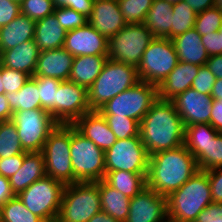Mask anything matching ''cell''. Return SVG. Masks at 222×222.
<instances>
[{
  "mask_svg": "<svg viewBox=\"0 0 222 222\" xmlns=\"http://www.w3.org/2000/svg\"><path fill=\"white\" fill-rule=\"evenodd\" d=\"M139 136L149 156L180 147L185 125L170 100L157 99L140 122Z\"/></svg>",
  "mask_w": 222,
  "mask_h": 222,
  "instance_id": "6da1fadb",
  "label": "cell"
},
{
  "mask_svg": "<svg viewBox=\"0 0 222 222\" xmlns=\"http://www.w3.org/2000/svg\"><path fill=\"white\" fill-rule=\"evenodd\" d=\"M198 171L195 157L183 144L149 157L146 186L167 197L182 187Z\"/></svg>",
  "mask_w": 222,
  "mask_h": 222,
  "instance_id": "7a4b0ae2",
  "label": "cell"
},
{
  "mask_svg": "<svg viewBox=\"0 0 222 222\" xmlns=\"http://www.w3.org/2000/svg\"><path fill=\"white\" fill-rule=\"evenodd\" d=\"M208 174L199 170L182 187L167 196L169 222H195L198 214L211 204Z\"/></svg>",
  "mask_w": 222,
  "mask_h": 222,
  "instance_id": "3957f363",
  "label": "cell"
},
{
  "mask_svg": "<svg viewBox=\"0 0 222 222\" xmlns=\"http://www.w3.org/2000/svg\"><path fill=\"white\" fill-rule=\"evenodd\" d=\"M137 67L108 59L100 75L88 89L91 110H98L106 102L139 82Z\"/></svg>",
  "mask_w": 222,
  "mask_h": 222,
  "instance_id": "277c9868",
  "label": "cell"
},
{
  "mask_svg": "<svg viewBox=\"0 0 222 222\" xmlns=\"http://www.w3.org/2000/svg\"><path fill=\"white\" fill-rule=\"evenodd\" d=\"M98 182H76L64 186L56 222H88L101 212Z\"/></svg>",
  "mask_w": 222,
  "mask_h": 222,
  "instance_id": "5b68a950",
  "label": "cell"
},
{
  "mask_svg": "<svg viewBox=\"0 0 222 222\" xmlns=\"http://www.w3.org/2000/svg\"><path fill=\"white\" fill-rule=\"evenodd\" d=\"M70 154L73 183L98 182L104 179L106 174L105 152L80 134L72 124Z\"/></svg>",
  "mask_w": 222,
  "mask_h": 222,
  "instance_id": "8992f818",
  "label": "cell"
},
{
  "mask_svg": "<svg viewBox=\"0 0 222 222\" xmlns=\"http://www.w3.org/2000/svg\"><path fill=\"white\" fill-rule=\"evenodd\" d=\"M70 144L71 124H58L49 134L41 151L46 176H50L64 185L73 184Z\"/></svg>",
  "mask_w": 222,
  "mask_h": 222,
  "instance_id": "52a82bcc",
  "label": "cell"
},
{
  "mask_svg": "<svg viewBox=\"0 0 222 222\" xmlns=\"http://www.w3.org/2000/svg\"><path fill=\"white\" fill-rule=\"evenodd\" d=\"M64 184L50 176H45L17 196L27 209L45 222H56L61 207Z\"/></svg>",
  "mask_w": 222,
  "mask_h": 222,
  "instance_id": "ba28073f",
  "label": "cell"
},
{
  "mask_svg": "<svg viewBox=\"0 0 222 222\" xmlns=\"http://www.w3.org/2000/svg\"><path fill=\"white\" fill-rule=\"evenodd\" d=\"M158 99L157 86L139 81L101 106L102 115L130 117L139 123Z\"/></svg>",
  "mask_w": 222,
  "mask_h": 222,
  "instance_id": "9c48e42d",
  "label": "cell"
},
{
  "mask_svg": "<svg viewBox=\"0 0 222 222\" xmlns=\"http://www.w3.org/2000/svg\"><path fill=\"white\" fill-rule=\"evenodd\" d=\"M178 62L172 40L155 37L144 51L137 67L139 80L158 87Z\"/></svg>",
  "mask_w": 222,
  "mask_h": 222,
  "instance_id": "30bf717a",
  "label": "cell"
},
{
  "mask_svg": "<svg viewBox=\"0 0 222 222\" xmlns=\"http://www.w3.org/2000/svg\"><path fill=\"white\" fill-rule=\"evenodd\" d=\"M21 146L25 152H41L51 131L58 125L52 115L44 109L13 112Z\"/></svg>",
  "mask_w": 222,
  "mask_h": 222,
  "instance_id": "8fae6325",
  "label": "cell"
},
{
  "mask_svg": "<svg viewBox=\"0 0 222 222\" xmlns=\"http://www.w3.org/2000/svg\"><path fill=\"white\" fill-rule=\"evenodd\" d=\"M154 38L143 23L126 24L108 39V58L138 67L144 51Z\"/></svg>",
  "mask_w": 222,
  "mask_h": 222,
  "instance_id": "7c38bea8",
  "label": "cell"
},
{
  "mask_svg": "<svg viewBox=\"0 0 222 222\" xmlns=\"http://www.w3.org/2000/svg\"><path fill=\"white\" fill-rule=\"evenodd\" d=\"M149 157L140 137L117 140L105 151V169L148 173Z\"/></svg>",
  "mask_w": 222,
  "mask_h": 222,
  "instance_id": "4fadbf2b",
  "label": "cell"
},
{
  "mask_svg": "<svg viewBox=\"0 0 222 222\" xmlns=\"http://www.w3.org/2000/svg\"><path fill=\"white\" fill-rule=\"evenodd\" d=\"M92 111L88 89L71 81H61L56 96V122L73 124L85 113Z\"/></svg>",
  "mask_w": 222,
  "mask_h": 222,
  "instance_id": "5bb4252c",
  "label": "cell"
},
{
  "mask_svg": "<svg viewBox=\"0 0 222 222\" xmlns=\"http://www.w3.org/2000/svg\"><path fill=\"white\" fill-rule=\"evenodd\" d=\"M167 197L149 187L143 188L130 200L125 222H167Z\"/></svg>",
  "mask_w": 222,
  "mask_h": 222,
  "instance_id": "9a60e30c",
  "label": "cell"
},
{
  "mask_svg": "<svg viewBox=\"0 0 222 222\" xmlns=\"http://www.w3.org/2000/svg\"><path fill=\"white\" fill-rule=\"evenodd\" d=\"M185 126L209 123L211 117L212 97L188 88L170 100Z\"/></svg>",
  "mask_w": 222,
  "mask_h": 222,
  "instance_id": "2e32d148",
  "label": "cell"
},
{
  "mask_svg": "<svg viewBox=\"0 0 222 222\" xmlns=\"http://www.w3.org/2000/svg\"><path fill=\"white\" fill-rule=\"evenodd\" d=\"M75 56H108V39L88 22L66 32L64 47Z\"/></svg>",
  "mask_w": 222,
  "mask_h": 222,
  "instance_id": "e0dca14e",
  "label": "cell"
},
{
  "mask_svg": "<svg viewBox=\"0 0 222 222\" xmlns=\"http://www.w3.org/2000/svg\"><path fill=\"white\" fill-rule=\"evenodd\" d=\"M88 23L107 39L126 25L117 0H94Z\"/></svg>",
  "mask_w": 222,
  "mask_h": 222,
  "instance_id": "ac0fdd59",
  "label": "cell"
},
{
  "mask_svg": "<svg viewBox=\"0 0 222 222\" xmlns=\"http://www.w3.org/2000/svg\"><path fill=\"white\" fill-rule=\"evenodd\" d=\"M72 125L80 134L91 140L104 152L111 148L117 141L105 117L98 110L85 113Z\"/></svg>",
  "mask_w": 222,
  "mask_h": 222,
  "instance_id": "d6986e66",
  "label": "cell"
},
{
  "mask_svg": "<svg viewBox=\"0 0 222 222\" xmlns=\"http://www.w3.org/2000/svg\"><path fill=\"white\" fill-rule=\"evenodd\" d=\"M74 56L65 48L40 51L34 76H45L68 81Z\"/></svg>",
  "mask_w": 222,
  "mask_h": 222,
  "instance_id": "ffe728a7",
  "label": "cell"
},
{
  "mask_svg": "<svg viewBox=\"0 0 222 222\" xmlns=\"http://www.w3.org/2000/svg\"><path fill=\"white\" fill-rule=\"evenodd\" d=\"M200 66L178 62L176 67L157 87L158 98L171 100L180 93L191 88L194 78L197 76Z\"/></svg>",
  "mask_w": 222,
  "mask_h": 222,
  "instance_id": "44dd1931",
  "label": "cell"
},
{
  "mask_svg": "<svg viewBox=\"0 0 222 222\" xmlns=\"http://www.w3.org/2000/svg\"><path fill=\"white\" fill-rule=\"evenodd\" d=\"M39 54L40 50L35 40L32 39L1 52L0 64L33 77Z\"/></svg>",
  "mask_w": 222,
  "mask_h": 222,
  "instance_id": "7402d4cb",
  "label": "cell"
},
{
  "mask_svg": "<svg viewBox=\"0 0 222 222\" xmlns=\"http://www.w3.org/2000/svg\"><path fill=\"white\" fill-rule=\"evenodd\" d=\"M45 176V162L42 152H25L21 168L9 178L11 190L14 195H18L32 183Z\"/></svg>",
  "mask_w": 222,
  "mask_h": 222,
  "instance_id": "603a6c76",
  "label": "cell"
},
{
  "mask_svg": "<svg viewBox=\"0 0 222 222\" xmlns=\"http://www.w3.org/2000/svg\"><path fill=\"white\" fill-rule=\"evenodd\" d=\"M178 61L197 66L206 65L209 55L201 42V36L192 28L171 39Z\"/></svg>",
  "mask_w": 222,
  "mask_h": 222,
  "instance_id": "cb8c5ba5",
  "label": "cell"
},
{
  "mask_svg": "<svg viewBox=\"0 0 222 222\" xmlns=\"http://www.w3.org/2000/svg\"><path fill=\"white\" fill-rule=\"evenodd\" d=\"M36 21L19 14L8 25L0 28V53L34 39Z\"/></svg>",
  "mask_w": 222,
  "mask_h": 222,
  "instance_id": "d4e9b609",
  "label": "cell"
},
{
  "mask_svg": "<svg viewBox=\"0 0 222 222\" xmlns=\"http://www.w3.org/2000/svg\"><path fill=\"white\" fill-rule=\"evenodd\" d=\"M66 31L54 13L36 21L34 40L40 51L64 47Z\"/></svg>",
  "mask_w": 222,
  "mask_h": 222,
  "instance_id": "484cf974",
  "label": "cell"
},
{
  "mask_svg": "<svg viewBox=\"0 0 222 222\" xmlns=\"http://www.w3.org/2000/svg\"><path fill=\"white\" fill-rule=\"evenodd\" d=\"M108 59V56L98 55L75 56L69 81L89 89L100 75Z\"/></svg>",
  "mask_w": 222,
  "mask_h": 222,
  "instance_id": "4316f807",
  "label": "cell"
},
{
  "mask_svg": "<svg viewBox=\"0 0 222 222\" xmlns=\"http://www.w3.org/2000/svg\"><path fill=\"white\" fill-rule=\"evenodd\" d=\"M173 4L167 0H154L146 14L144 25L156 38L171 39Z\"/></svg>",
  "mask_w": 222,
  "mask_h": 222,
  "instance_id": "83f0119b",
  "label": "cell"
},
{
  "mask_svg": "<svg viewBox=\"0 0 222 222\" xmlns=\"http://www.w3.org/2000/svg\"><path fill=\"white\" fill-rule=\"evenodd\" d=\"M99 194L102 211L118 222H125L129 215L131 198L111 187L104 180L99 181Z\"/></svg>",
  "mask_w": 222,
  "mask_h": 222,
  "instance_id": "f1b7e54d",
  "label": "cell"
},
{
  "mask_svg": "<svg viewBox=\"0 0 222 222\" xmlns=\"http://www.w3.org/2000/svg\"><path fill=\"white\" fill-rule=\"evenodd\" d=\"M147 173H132L123 170L106 171L104 181L119 192L133 198L146 187Z\"/></svg>",
  "mask_w": 222,
  "mask_h": 222,
  "instance_id": "f546056e",
  "label": "cell"
},
{
  "mask_svg": "<svg viewBox=\"0 0 222 222\" xmlns=\"http://www.w3.org/2000/svg\"><path fill=\"white\" fill-rule=\"evenodd\" d=\"M12 112L42 109L37 82L33 77L17 92L6 94Z\"/></svg>",
  "mask_w": 222,
  "mask_h": 222,
  "instance_id": "4dcf8cb0",
  "label": "cell"
},
{
  "mask_svg": "<svg viewBox=\"0 0 222 222\" xmlns=\"http://www.w3.org/2000/svg\"><path fill=\"white\" fill-rule=\"evenodd\" d=\"M218 133L209 123L185 126L184 145L196 159Z\"/></svg>",
  "mask_w": 222,
  "mask_h": 222,
  "instance_id": "1f68e13d",
  "label": "cell"
},
{
  "mask_svg": "<svg viewBox=\"0 0 222 222\" xmlns=\"http://www.w3.org/2000/svg\"><path fill=\"white\" fill-rule=\"evenodd\" d=\"M0 222H45L33 214L15 195L0 207Z\"/></svg>",
  "mask_w": 222,
  "mask_h": 222,
  "instance_id": "d6a6232c",
  "label": "cell"
},
{
  "mask_svg": "<svg viewBox=\"0 0 222 222\" xmlns=\"http://www.w3.org/2000/svg\"><path fill=\"white\" fill-rule=\"evenodd\" d=\"M24 153L15 124L11 120L0 122V158Z\"/></svg>",
  "mask_w": 222,
  "mask_h": 222,
  "instance_id": "836d02e7",
  "label": "cell"
},
{
  "mask_svg": "<svg viewBox=\"0 0 222 222\" xmlns=\"http://www.w3.org/2000/svg\"><path fill=\"white\" fill-rule=\"evenodd\" d=\"M37 82L41 108L49 112L56 121V96L61 80L53 77L33 76Z\"/></svg>",
  "mask_w": 222,
  "mask_h": 222,
  "instance_id": "e575fe53",
  "label": "cell"
},
{
  "mask_svg": "<svg viewBox=\"0 0 222 222\" xmlns=\"http://www.w3.org/2000/svg\"><path fill=\"white\" fill-rule=\"evenodd\" d=\"M171 39L194 28L197 13L183 0L172 7Z\"/></svg>",
  "mask_w": 222,
  "mask_h": 222,
  "instance_id": "d590c367",
  "label": "cell"
},
{
  "mask_svg": "<svg viewBox=\"0 0 222 222\" xmlns=\"http://www.w3.org/2000/svg\"><path fill=\"white\" fill-rule=\"evenodd\" d=\"M198 169L207 171L210 169L222 167V133L219 132L213 140L206 145L205 151L197 158Z\"/></svg>",
  "mask_w": 222,
  "mask_h": 222,
  "instance_id": "8d00e7d4",
  "label": "cell"
},
{
  "mask_svg": "<svg viewBox=\"0 0 222 222\" xmlns=\"http://www.w3.org/2000/svg\"><path fill=\"white\" fill-rule=\"evenodd\" d=\"M154 0H117L126 24L144 23Z\"/></svg>",
  "mask_w": 222,
  "mask_h": 222,
  "instance_id": "74e56055",
  "label": "cell"
},
{
  "mask_svg": "<svg viewBox=\"0 0 222 222\" xmlns=\"http://www.w3.org/2000/svg\"><path fill=\"white\" fill-rule=\"evenodd\" d=\"M117 140L140 137V123L130 117L103 115Z\"/></svg>",
  "mask_w": 222,
  "mask_h": 222,
  "instance_id": "f35d334b",
  "label": "cell"
},
{
  "mask_svg": "<svg viewBox=\"0 0 222 222\" xmlns=\"http://www.w3.org/2000/svg\"><path fill=\"white\" fill-rule=\"evenodd\" d=\"M221 25L222 10L214 6L197 14L194 29L202 36L218 31Z\"/></svg>",
  "mask_w": 222,
  "mask_h": 222,
  "instance_id": "ab89813d",
  "label": "cell"
},
{
  "mask_svg": "<svg viewBox=\"0 0 222 222\" xmlns=\"http://www.w3.org/2000/svg\"><path fill=\"white\" fill-rule=\"evenodd\" d=\"M20 9L21 14L38 21L54 13L55 7L52 0H23Z\"/></svg>",
  "mask_w": 222,
  "mask_h": 222,
  "instance_id": "60d3db41",
  "label": "cell"
},
{
  "mask_svg": "<svg viewBox=\"0 0 222 222\" xmlns=\"http://www.w3.org/2000/svg\"><path fill=\"white\" fill-rule=\"evenodd\" d=\"M54 15L66 32L84 26L88 22V18L83 14L67 7L55 8Z\"/></svg>",
  "mask_w": 222,
  "mask_h": 222,
  "instance_id": "b9f144b4",
  "label": "cell"
},
{
  "mask_svg": "<svg viewBox=\"0 0 222 222\" xmlns=\"http://www.w3.org/2000/svg\"><path fill=\"white\" fill-rule=\"evenodd\" d=\"M0 72L5 94L19 91L30 78V76L24 72L7 68L1 64Z\"/></svg>",
  "mask_w": 222,
  "mask_h": 222,
  "instance_id": "7bdbcfd3",
  "label": "cell"
},
{
  "mask_svg": "<svg viewBox=\"0 0 222 222\" xmlns=\"http://www.w3.org/2000/svg\"><path fill=\"white\" fill-rule=\"evenodd\" d=\"M215 81L216 77L214 74L206 65H202L199 68L197 76L193 80L191 88L202 94L210 95Z\"/></svg>",
  "mask_w": 222,
  "mask_h": 222,
  "instance_id": "ee69618b",
  "label": "cell"
},
{
  "mask_svg": "<svg viewBox=\"0 0 222 222\" xmlns=\"http://www.w3.org/2000/svg\"><path fill=\"white\" fill-rule=\"evenodd\" d=\"M55 8L67 7L89 18L94 0H52Z\"/></svg>",
  "mask_w": 222,
  "mask_h": 222,
  "instance_id": "f6af8a7d",
  "label": "cell"
},
{
  "mask_svg": "<svg viewBox=\"0 0 222 222\" xmlns=\"http://www.w3.org/2000/svg\"><path fill=\"white\" fill-rule=\"evenodd\" d=\"M208 174L212 201L222 203V167L205 171Z\"/></svg>",
  "mask_w": 222,
  "mask_h": 222,
  "instance_id": "bcb514c9",
  "label": "cell"
},
{
  "mask_svg": "<svg viewBox=\"0 0 222 222\" xmlns=\"http://www.w3.org/2000/svg\"><path fill=\"white\" fill-rule=\"evenodd\" d=\"M201 42L209 56L222 54V25L218 31L202 35Z\"/></svg>",
  "mask_w": 222,
  "mask_h": 222,
  "instance_id": "7dc6e473",
  "label": "cell"
},
{
  "mask_svg": "<svg viewBox=\"0 0 222 222\" xmlns=\"http://www.w3.org/2000/svg\"><path fill=\"white\" fill-rule=\"evenodd\" d=\"M21 14L20 4L12 0H0V28L8 25Z\"/></svg>",
  "mask_w": 222,
  "mask_h": 222,
  "instance_id": "c3c4849f",
  "label": "cell"
},
{
  "mask_svg": "<svg viewBox=\"0 0 222 222\" xmlns=\"http://www.w3.org/2000/svg\"><path fill=\"white\" fill-rule=\"evenodd\" d=\"M24 154H17L9 158H0V175L10 178L21 168Z\"/></svg>",
  "mask_w": 222,
  "mask_h": 222,
  "instance_id": "681fc988",
  "label": "cell"
},
{
  "mask_svg": "<svg viewBox=\"0 0 222 222\" xmlns=\"http://www.w3.org/2000/svg\"><path fill=\"white\" fill-rule=\"evenodd\" d=\"M195 222H222V203L209 204L198 214Z\"/></svg>",
  "mask_w": 222,
  "mask_h": 222,
  "instance_id": "f907efd6",
  "label": "cell"
},
{
  "mask_svg": "<svg viewBox=\"0 0 222 222\" xmlns=\"http://www.w3.org/2000/svg\"><path fill=\"white\" fill-rule=\"evenodd\" d=\"M211 109L210 125L222 133V99L213 100Z\"/></svg>",
  "mask_w": 222,
  "mask_h": 222,
  "instance_id": "816d5d0a",
  "label": "cell"
},
{
  "mask_svg": "<svg viewBox=\"0 0 222 222\" xmlns=\"http://www.w3.org/2000/svg\"><path fill=\"white\" fill-rule=\"evenodd\" d=\"M15 195L11 190L9 179L0 175V207Z\"/></svg>",
  "mask_w": 222,
  "mask_h": 222,
  "instance_id": "f5cc1de1",
  "label": "cell"
},
{
  "mask_svg": "<svg viewBox=\"0 0 222 222\" xmlns=\"http://www.w3.org/2000/svg\"><path fill=\"white\" fill-rule=\"evenodd\" d=\"M206 66L214 74L216 79H222V54L209 56Z\"/></svg>",
  "mask_w": 222,
  "mask_h": 222,
  "instance_id": "db71d44e",
  "label": "cell"
},
{
  "mask_svg": "<svg viewBox=\"0 0 222 222\" xmlns=\"http://www.w3.org/2000/svg\"><path fill=\"white\" fill-rule=\"evenodd\" d=\"M197 14L215 6V0H184Z\"/></svg>",
  "mask_w": 222,
  "mask_h": 222,
  "instance_id": "11a10c76",
  "label": "cell"
},
{
  "mask_svg": "<svg viewBox=\"0 0 222 222\" xmlns=\"http://www.w3.org/2000/svg\"><path fill=\"white\" fill-rule=\"evenodd\" d=\"M13 112L10 109L6 94L0 95V122L11 120Z\"/></svg>",
  "mask_w": 222,
  "mask_h": 222,
  "instance_id": "9f6ffc18",
  "label": "cell"
},
{
  "mask_svg": "<svg viewBox=\"0 0 222 222\" xmlns=\"http://www.w3.org/2000/svg\"><path fill=\"white\" fill-rule=\"evenodd\" d=\"M88 222H118V221L109 214L101 211L92 216V218Z\"/></svg>",
  "mask_w": 222,
  "mask_h": 222,
  "instance_id": "6f0895ef",
  "label": "cell"
},
{
  "mask_svg": "<svg viewBox=\"0 0 222 222\" xmlns=\"http://www.w3.org/2000/svg\"><path fill=\"white\" fill-rule=\"evenodd\" d=\"M210 96L212 97L213 100L222 99V79L221 78L216 79Z\"/></svg>",
  "mask_w": 222,
  "mask_h": 222,
  "instance_id": "680465c9",
  "label": "cell"
},
{
  "mask_svg": "<svg viewBox=\"0 0 222 222\" xmlns=\"http://www.w3.org/2000/svg\"><path fill=\"white\" fill-rule=\"evenodd\" d=\"M1 94H5V89H4V85L1 78V72H0V95Z\"/></svg>",
  "mask_w": 222,
  "mask_h": 222,
  "instance_id": "91938a15",
  "label": "cell"
},
{
  "mask_svg": "<svg viewBox=\"0 0 222 222\" xmlns=\"http://www.w3.org/2000/svg\"><path fill=\"white\" fill-rule=\"evenodd\" d=\"M215 7L222 10V0H215Z\"/></svg>",
  "mask_w": 222,
  "mask_h": 222,
  "instance_id": "94428289",
  "label": "cell"
},
{
  "mask_svg": "<svg viewBox=\"0 0 222 222\" xmlns=\"http://www.w3.org/2000/svg\"><path fill=\"white\" fill-rule=\"evenodd\" d=\"M167 1H169L171 4H176V3L183 1V0H167Z\"/></svg>",
  "mask_w": 222,
  "mask_h": 222,
  "instance_id": "6125c7cd",
  "label": "cell"
},
{
  "mask_svg": "<svg viewBox=\"0 0 222 222\" xmlns=\"http://www.w3.org/2000/svg\"><path fill=\"white\" fill-rule=\"evenodd\" d=\"M13 2H16L18 4H21L23 0H12Z\"/></svg>",
  "mask_w": 222,
  "mask_h": 222,
  "instance_id": "be15d7a7",
  "label": "cell"
}]
</instances>
